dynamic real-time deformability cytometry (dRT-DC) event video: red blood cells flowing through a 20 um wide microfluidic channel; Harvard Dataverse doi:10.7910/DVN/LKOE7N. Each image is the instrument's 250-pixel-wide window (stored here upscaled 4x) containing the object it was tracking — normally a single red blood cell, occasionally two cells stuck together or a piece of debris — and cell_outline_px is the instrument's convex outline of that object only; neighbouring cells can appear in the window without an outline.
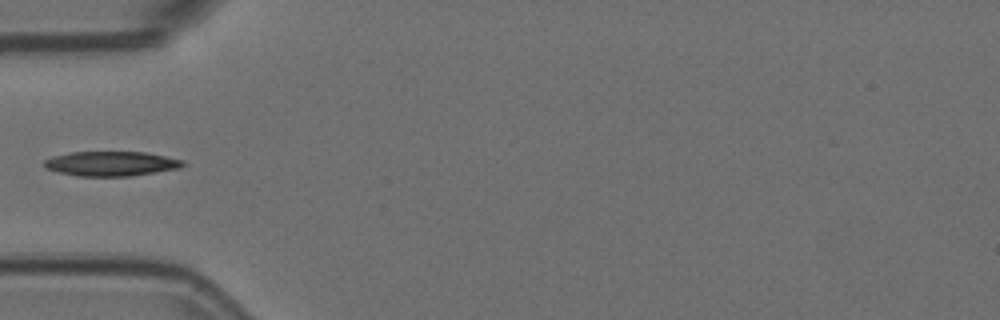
{"species": "Egyptian fruit bat (a non-hibernating species)", "species_latin": "Rousettus aegyptiacus", "temperature_condition": "room temperature", "stored_images_in_passage": 4, "camera_frame_rate_fps": 3000, "um_per_image_px": 0.085, "animal": {"sex": "female"}, "frame": {"image": 1, "passage_image": 3, "time_ms": 0.667, "image_size_px": [1000, 320], "cell_outline_px": [[188, 164], [180, 168], [156, 172], [128, 176], [76, 176], [44, 168], [44, 160], [56, 156], [72, 152], [144, 152], [184, 160]], "centroid_in_image_um": [9.49, 13.91], "position_along_channel_um": 75.5, "area_um2": 19.83}}
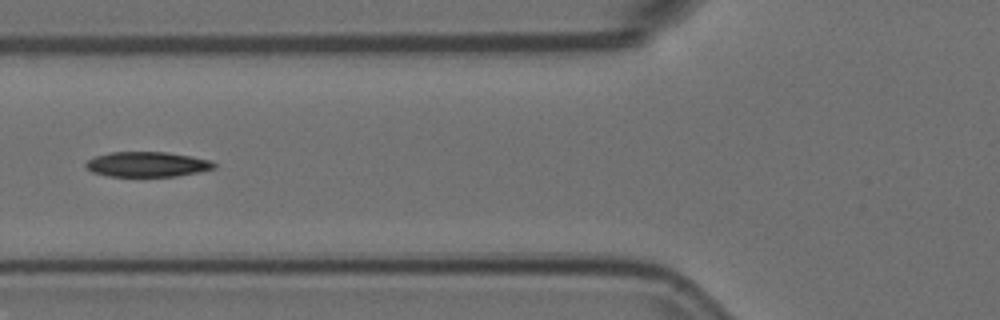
{"frame": {"image": 2, "passage_image": 4, "time_ms": 1.0, "image_size_px": [1000, 320], "cell_outline_px": [[216, 168], [176, 176], [108, 176], [92, 172], [84, 164], [88, 160], [96, 156], [112, 152], [168, 152], [192, 156], [212, 160], [216, 164]], "centroid_in_image_um": [12.54, 13.96], "position_along_channel_um": 113.3, "area_um2": 18.67}}